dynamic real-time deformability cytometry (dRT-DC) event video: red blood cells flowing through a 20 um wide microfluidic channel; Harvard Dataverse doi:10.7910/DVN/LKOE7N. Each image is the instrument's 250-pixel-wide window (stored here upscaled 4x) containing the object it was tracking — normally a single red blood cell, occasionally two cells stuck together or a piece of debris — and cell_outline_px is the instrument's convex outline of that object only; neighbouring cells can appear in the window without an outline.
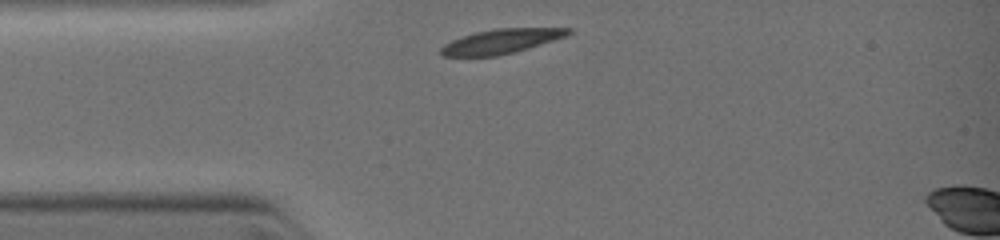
{"species": "common noctule bat (a hibernating species)", "species_latin": "Nyctalus noctula", "temperature_condition": "warm", "stored_images_in_passage": 3, "camera_frame_rate_fps": 3000, "um_per_image_px": 0.085, "animal": {"sex": "female", "body_mass_g": 19.0, "forearm_length_mm": 51.5}, "frame": {"image": 1, "passage_image": 1, "time_ms": 0.0, "image_size_px": [1000, 240], "cell_outline_px": [[572, 32], [564, 36], [516, 52], [496, 56], [440, 56], [440, 48], [444, 44], [452, 40], [476, 32], [496, 28], [572, 28]], "centroid_in_image_um": [42.56, 3.51], "position_along_channel_um": 42.4, "area_um2": 17.98}}